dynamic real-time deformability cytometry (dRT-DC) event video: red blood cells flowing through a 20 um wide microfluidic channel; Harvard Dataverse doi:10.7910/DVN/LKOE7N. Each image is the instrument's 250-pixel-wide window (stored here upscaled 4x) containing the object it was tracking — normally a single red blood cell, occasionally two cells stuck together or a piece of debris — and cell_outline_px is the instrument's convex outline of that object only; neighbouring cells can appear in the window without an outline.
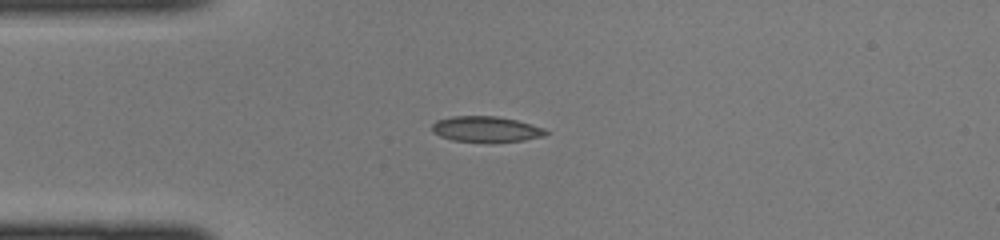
{"species": "common noctule bat (a hibernating species)", "species_latin": "Nyctalus noctula", "temperature_condition": "cold", "stored_images_in_passage": 34, "camera_frame_rate_fps": 3000, "um_per_image_px": 0.085, "animal": {"sex": "female", "body_mass_g": 22.0, "forearm_length_mm": 56.7}, "frame": {"image": 1, "passage_image": 1, "time_ms": 0.0, "image_size_px": [1000, 240], "cell_outline_px": [[548, 132], [544, 136], [524, 140], [452, 140], [440, 136], [432, 132], [432, 124], [436, 120], [452, 116], [496, 116], [516, 120], [544, 128]], "centroid_in_image_um": [41.28, 10.94], "position_along_channel_um": 43.7, "area_um2": 16.42}}
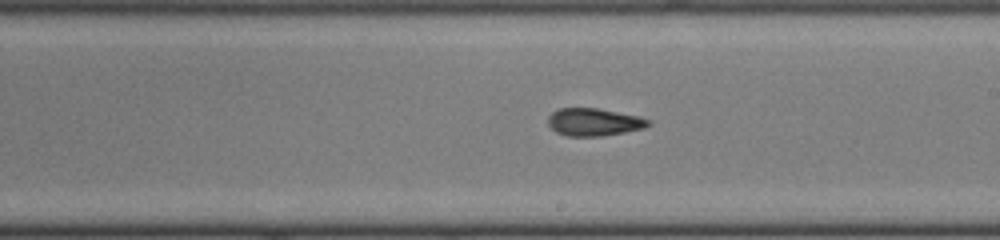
{"frame": {"image": 2, "passage_image": 15, "time_ms": 4.667, "image_size_px": [1000, 240], "cell_outline_px": [[652, 124], [644, 128], [624, 132], [600, 136], [564, 136], [556, 132], [548, 124], [548, 116], [552, 112], [560, 108], [596, 108], [636, 116], [652, 120]], "centroid_in_image_um": [50.47, 10.38], "position_along_channel_um": 238.5, "area_um2": 16.07}}
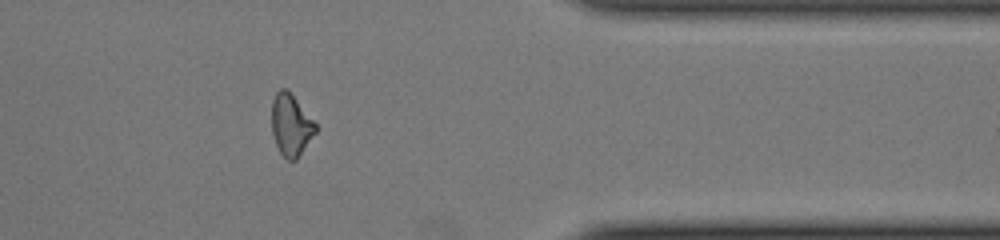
{"frame": {"image": 3, "passage_image": 26, "time_ms": 8.333, "image_size_px": [1000, 240], "cell_outline_px": [[316, 132], [296, 160], [288, 160], [280, 152], [276, 144], [272, 132], [272, 100], [276, 92], [280, 88], [288, 88], [316, 124]], "centroid_in_image_um": [24.72, 10.59], "position_along_channel_um": 386.7, "area_um2": 15.72}}